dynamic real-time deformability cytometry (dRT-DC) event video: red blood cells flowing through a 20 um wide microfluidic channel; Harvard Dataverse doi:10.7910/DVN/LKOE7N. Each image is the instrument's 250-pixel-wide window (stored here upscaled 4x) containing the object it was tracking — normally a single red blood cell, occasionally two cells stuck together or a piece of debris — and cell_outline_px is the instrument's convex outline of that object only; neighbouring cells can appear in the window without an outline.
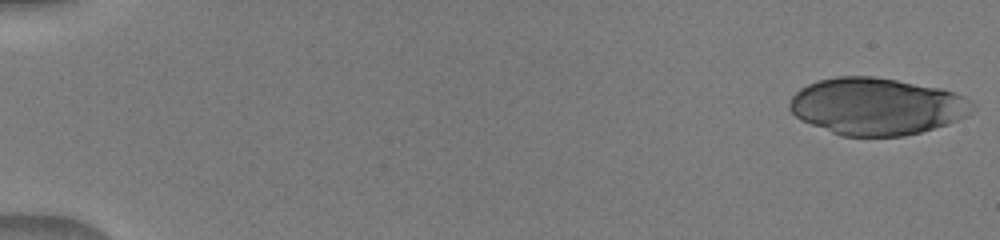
{"species": "human", "species_latin": "Homo sapiens", "temperature_condition": "warm", "stored_images_in_passage": 16, "camera_frame_rate_fps": 3000, "um_per_image_px": 0.085, "donor": {"sex": "male"}, "frame": {"image": 1, "passage_image": 1, "time_ms": 0.0, "image_size_px": [1000, 240], "cell_outline_px": [[976, 108], [972, 112], [948, 124], [920, 132], [904, 136], [840, 136], [800, 120], [788, 108], [788, 104], [792, 96], [800, 88], [808, 84], [820, 80], [836, 76], [872, 76], [896, 80], [940, 88], [964, 96], [976, 104]], "centroid_in_image_um": [74.51, 9.04], "position_along_channel_um": 10.5, "area_um2": 60.86}}